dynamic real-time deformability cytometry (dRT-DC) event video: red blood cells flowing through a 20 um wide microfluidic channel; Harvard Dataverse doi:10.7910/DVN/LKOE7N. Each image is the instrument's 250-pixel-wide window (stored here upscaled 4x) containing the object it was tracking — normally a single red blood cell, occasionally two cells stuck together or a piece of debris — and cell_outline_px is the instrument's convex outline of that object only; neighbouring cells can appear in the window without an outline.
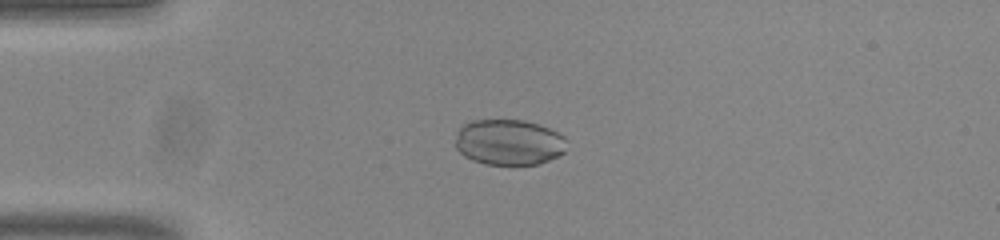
{"species": "common noctule bat (a hibernating species)", "species_latin": "Nyctalus noctula", "temperature_condition": "room temperature", "stored_images_in_passage": 41, "camera_frame_rate_fps": 3000, "um_per_image_px": 0.085, "animal": {"sex": "male", "body_mass_g": 20.0, "forearm_length_mm": 53.3}, "frame": {"image": 1, "passage_image": 1, "time_ms": 0.0, "image_size_px": [1000, 240], "cell_outline_px": [[568, 140], [564, 152], [540, 164], [484, 164], [472, 160], [464, 156], [456, 148], [456, 132], [464, 124], [472, 120], [524, 120], [548, 128], [564, 136]], "centroid_in_image_um": [43.24, 12.09], "position_along_channel_um": 41.8, "area_um2": 29.65}}
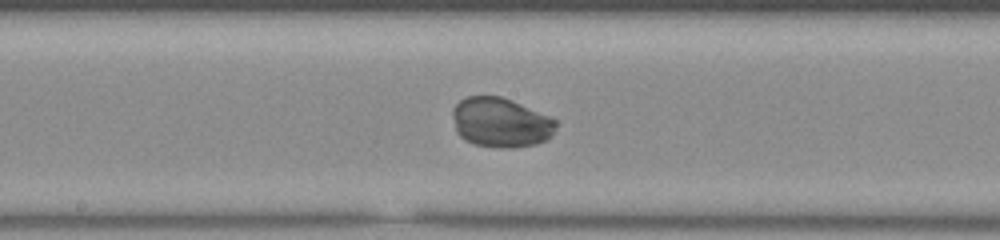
{"frame": {"image": 2, "passage_image": 16, "time_ms": 5.0, "image_size_px": [1000, 240], "cell_outline_px": [[556, 128], [552, 136], [548, 140], [536, 144], [512, 148], [500, 148], [476, 144], [464, 140], [456, 132], [452, 116], [452, 108], [460, 100], [468, 96], [500, 96], [512, 100], [548, 116], [556, 120]], "centroid_in_image_um": [42.55, 10.42], "position_along_channel_um": 205.7, "area_um2": 30.06}}
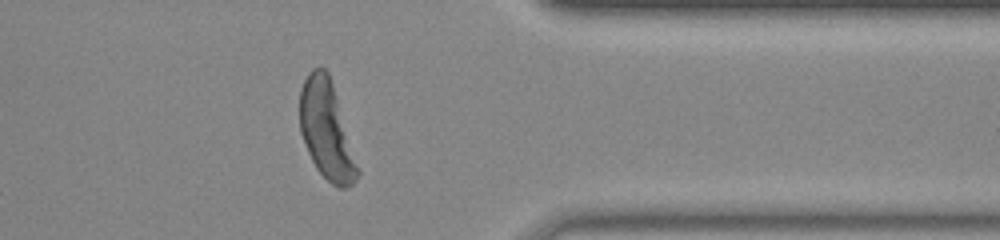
{"frame": {"image": 3, "passage_image": 31, "time_ms": 10.0, "image_size_px": [1000, 240], "cell_outline_px": [[360, 172], [356, 180], [352, 184], [344, 188], [340, 188], [332, 184], [316, 168], [308, 152], [300, 132], [300, 88], [308, 72], [312, 68], [324, 68], [328, 72], [332, 84]], "centroid_in_image_um": [27.73, 11.07], "position_along_channel_um": 383.7, "area_um2": 32.37}}